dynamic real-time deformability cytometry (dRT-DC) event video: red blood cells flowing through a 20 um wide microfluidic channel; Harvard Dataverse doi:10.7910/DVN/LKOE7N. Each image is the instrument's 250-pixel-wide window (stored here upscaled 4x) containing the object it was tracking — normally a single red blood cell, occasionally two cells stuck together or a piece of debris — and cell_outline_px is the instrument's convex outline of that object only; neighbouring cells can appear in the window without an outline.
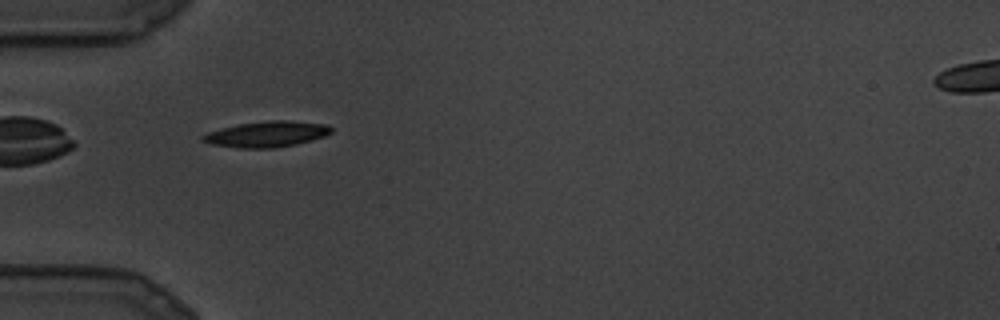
{"species": "common noctule bat (a hibernating species)", "species_latin": "Nyctalus noctula", "temperature_condition": "cold", "stored_images_in_passage": 3, "camera_frame_rate_fps": 3000, "um_per_image_px": 0.085, "animal": {"sex": "male", "body_mass_g": 19.5, "forearm_length_mm": 54.6}, "frame": {"image": 1, "passage_image": 1, "time_ms": 0.0, "image_size_px": [1000, 320], "cell_outline_px": [[332, 132], [324, 136], [312, 140], [296, 144], [276, 148], [240, 148], [212, 144], [200, 140], [200, 136], [208, 132], [220, 128], [240, 124], [268, 120], [288, 120], [328, 124], [332, 128]], "centroid_in_image_um": [22.68, 11.4], "position_along_channel_um": 62.3, "area_um2": 19.42}}
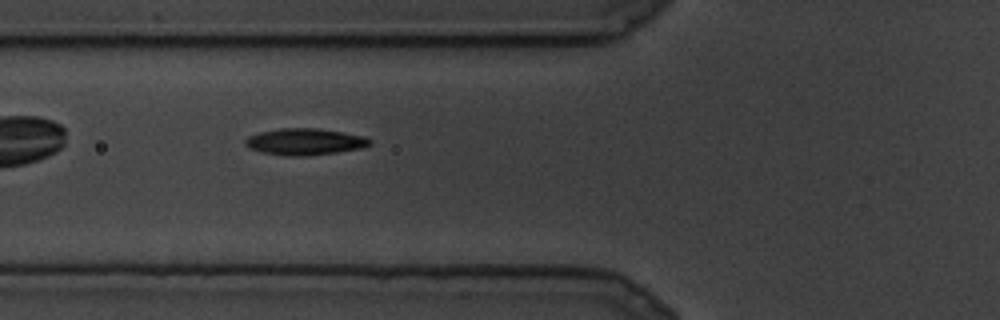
{"frame": {"image": 2, "passage_image": 3, "time_ms": 0.667, "image_size_px": [1000, 320], "cell_outline_px": [[372, 144], [364, 148], [308, 156], [284, 156], [264, 152], [252, 148], [244, 144], [244, 140], [248, 136], [260, 132], [280, 128], [316, 128], [364, 136], [372, 140]], "centroid_in_image_um": [25.94, 12.05], "position_along_channel_um": 99.9, "area_um2": 19.25}}